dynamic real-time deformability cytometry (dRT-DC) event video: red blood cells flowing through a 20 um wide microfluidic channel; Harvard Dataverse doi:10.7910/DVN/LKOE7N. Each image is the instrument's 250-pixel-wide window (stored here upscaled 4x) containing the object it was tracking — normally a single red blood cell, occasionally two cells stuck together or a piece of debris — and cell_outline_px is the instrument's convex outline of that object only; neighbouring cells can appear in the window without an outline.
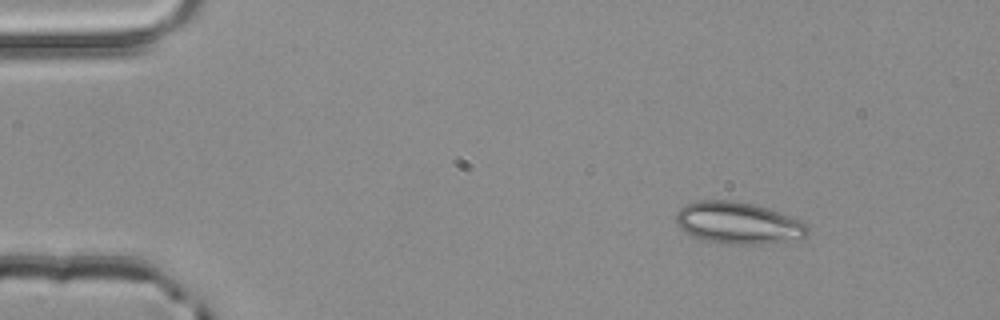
{"species": "common noctule bat (a hibernating species)", "species_latin": "Nyctalus noctula", "temperature_condition": "room temperature", "stored_images_in_passage": 3, "camera_frame_rate_fps": 3000, "um_per_image_px": 0.085, "animal": {"sex": "male", "body_mass_g": 20.4}, "frame": {"image": 1, "passage_image": 1, "time_ms": 0.0, "image_size_px": [1000, 320], "cell_outline_px": [[808, 236], [804, 240], [760, 244], [728, 244], [708, 240], [692, 236], [680, 228], [676, 224], [676, 212], [680, 208], [688, 204], [700, 200], [728, 200], [752, 204], [788, 216], [804, 224], [808, 228]], "centroid_in_image_um": [62.75, 18.98], "position_along_channel_um": 22.3, "area_um2": 31.79}}